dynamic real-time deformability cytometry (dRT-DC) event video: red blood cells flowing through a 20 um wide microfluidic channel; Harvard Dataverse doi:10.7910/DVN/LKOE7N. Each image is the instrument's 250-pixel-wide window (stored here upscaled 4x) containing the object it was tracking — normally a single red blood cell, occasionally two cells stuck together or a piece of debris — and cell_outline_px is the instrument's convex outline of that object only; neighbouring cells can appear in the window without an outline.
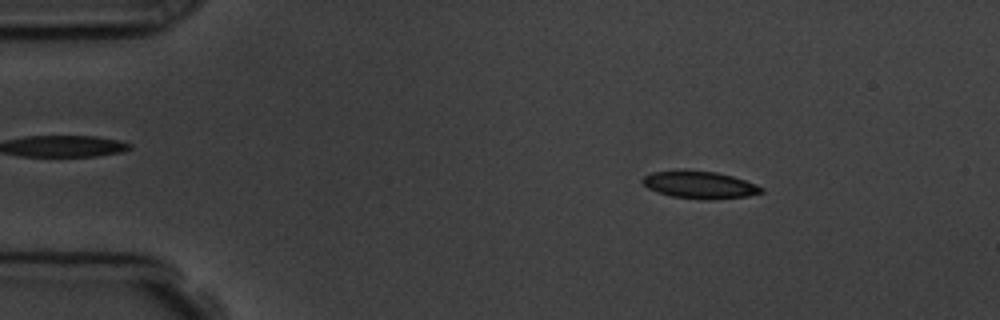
{"species": "common noctule bat (a hibernating species)", "species_latin": "Nyctalus noctula", "temperature_condition": "room temperature", "stored_images_in_passage": 6, "camera_frame_rate_fps": 3000, "um_per_image_px": 0.085, "animal": {"sex": "male", "body_mass_g": 19.5, "forearm_length_mm": 54.6}, "frame": {"image": 1, "passage_image": 1, "time_ms": 0.0, "image_size_px": [1000, 320], "cell_outline_px": [[764, 192], [748, 196], [672, 196], [648, 188], [640, 180], [644, 176], [652, 172], [684, 168], [716, 172], [732, 176], [756, 184], [764, 188]], "centroid_in_image_um": [59.41, 15.61], "position_along_channel_um": 25.6, "area_um2": 18.09}}
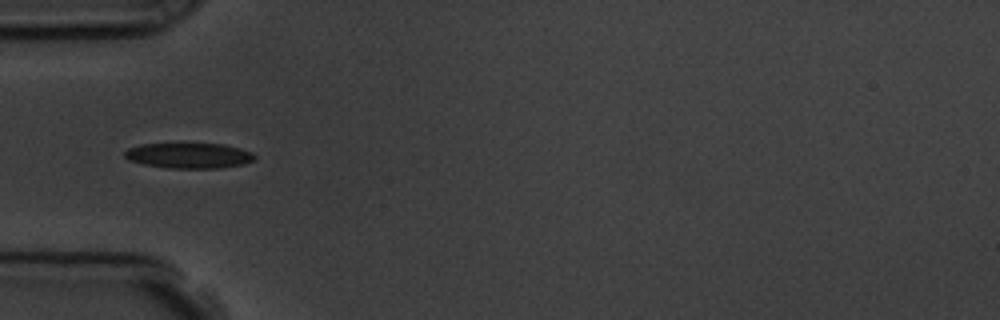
{"frame": {"image": 2, "passage_image": 3, "time_ms": 3.0, "image_size_px": [1000, 320], "cell_outline_px": [[256, 160], [244, 164], [220, 168], [168, 168], [144, 164], [128, 160], [124, 156], [124, 152], [128, 148], [140, 144], [224, 144], [240, 148], [252, 152], [256, 156]], "centroid_in_image_um": [16.08, 13.23], "position_along_channel_um": 68.9, "area_um2": 19.31}}